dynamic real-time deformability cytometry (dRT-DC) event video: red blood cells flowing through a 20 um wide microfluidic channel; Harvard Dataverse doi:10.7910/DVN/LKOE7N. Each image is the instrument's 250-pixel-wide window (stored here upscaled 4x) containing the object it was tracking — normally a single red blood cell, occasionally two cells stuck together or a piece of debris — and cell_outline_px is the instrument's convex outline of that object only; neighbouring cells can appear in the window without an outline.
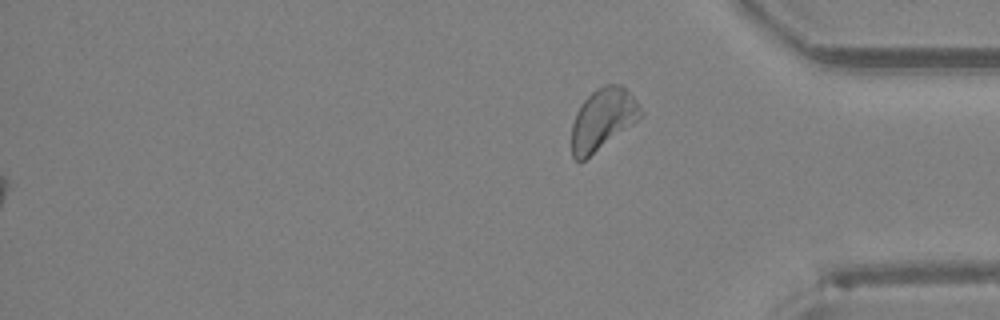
{"species": "Egyptian fruit bat (a non-hibernating species)", "species_latin": "Rousettus aegyptiacus", "temperature_condition": "room temperature", "stored_images_in_passage": 39, "segment_of_instrument_passage": [2, 2], "camera_frame_rate_fps": 3000, "um_per_image_px": 0.085, "animal": {"sex": "female"}, "frame": {"image": 1, "passage_image": 39, "time_ms": 12.667, "image_size_px": [1000, 320], "cell_outline_px": [[644, 116], [584, 160], [576, 160], [572, 156], [572, 124], [576, 112], [580, 104], [596, 88], [604, 84], [620, 84], [640, 104], [644, 112]], "centroid_in_image_um": [51.25, 10.11], "position_along_channel_um": 384.0, "area_um2": 24.62}}